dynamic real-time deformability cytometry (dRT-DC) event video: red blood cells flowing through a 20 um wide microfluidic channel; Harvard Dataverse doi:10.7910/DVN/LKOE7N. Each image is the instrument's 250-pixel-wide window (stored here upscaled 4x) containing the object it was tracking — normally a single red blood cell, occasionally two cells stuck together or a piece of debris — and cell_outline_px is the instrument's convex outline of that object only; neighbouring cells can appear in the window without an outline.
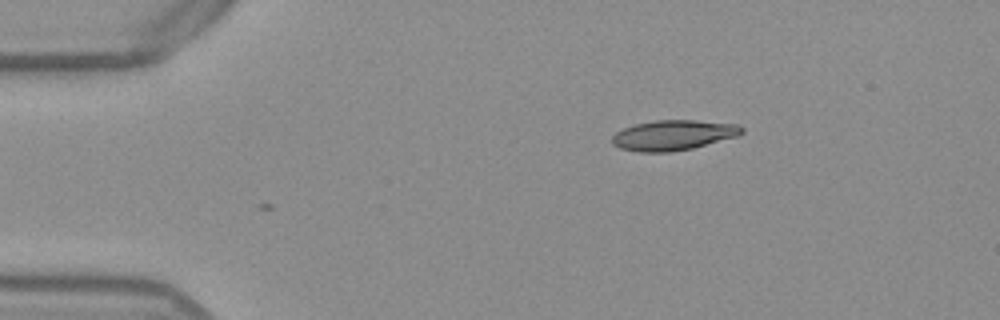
{"species": "Egyptian fruit bat (a non-hibernating species)", "species_latin": "Rousettus aegyptiacus", "temperature_condition": "warm", "stored_images_in_passage": 39, "camera_frame_rate_fps": 3000, "um_per_image_px": 0.085, "frame": {"image": 1, "passage_image": 1, "time_ms": 0.0, "image_size_px": [1000, 320], "cell_outline_px": [[744, 132], [736, 136], [692, 148], [668, 152], [640, 152], [620, 148], [612, 144], [612, 136], [616, 132], [624, 128], [636, 124], [656, 120], [696, 120], [740, 124], [744, 128]], "centroid_in_image_um": [57.24, 11.48], "position_along_channel_um": 27.8, "area_um2": 22.72}}
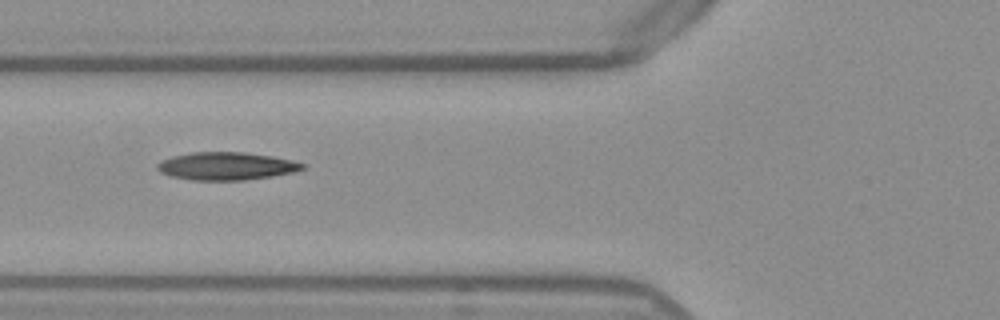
{"frame": {"image": 2, "passage_image": 12, "time_ms": 3.667, "image_size_px": [1000, 320], "cell_outline_px": [[304, 168], [292, 172], [272, 176], [244, 180], [192, 180], [168, 176], [160, 172], [156, 168], [156, 164], [160, 160], [172, 156], [192, 152], [244, 152], [272, 156], [292, 160], [304, 164]], "centroid_in_image_um": [19.17, 14.11], "position_along_channel_um": 106.6, "area_um2": 23.58}}
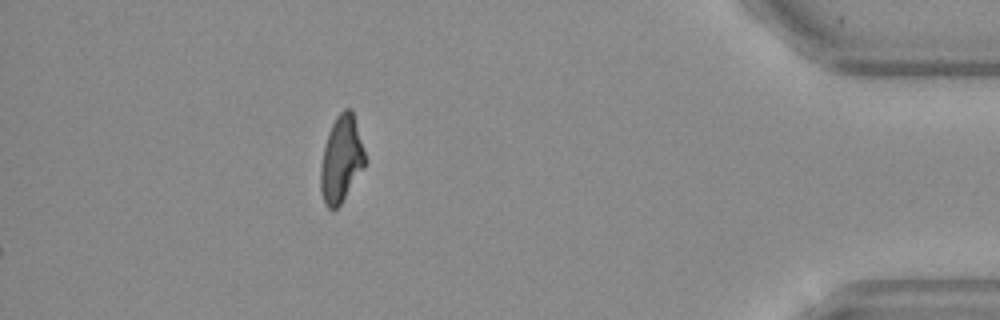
{"frame": {"image": 3, "passage_image": 39, "time_ms": 12.667, "image_size_px": [1000, 320], "cell_outline_px": [[364, 168], [340, 204], [336, 208], [328, 208], [324, 204], [320, 192], [320, 168], [324, 144], [328, 132], [336, 116], [344, 108], [352, 108], [364, 152]], "centroid_in_image_um": [28.97, 13.52], "position_along_channel_um": 406.2, "area_um2": 22.25}, "authors_computed_cell_mechanics": {"area_um2": 22.6576, "velocity_mm_per_s": 3.865, "shape_relaxation_time_tau1_ms": null, "shape_relaxation_time_tau2_ms": 4.3997, "deformation_change_tau1": null, "deformation_change_tau2": 0.1303}}